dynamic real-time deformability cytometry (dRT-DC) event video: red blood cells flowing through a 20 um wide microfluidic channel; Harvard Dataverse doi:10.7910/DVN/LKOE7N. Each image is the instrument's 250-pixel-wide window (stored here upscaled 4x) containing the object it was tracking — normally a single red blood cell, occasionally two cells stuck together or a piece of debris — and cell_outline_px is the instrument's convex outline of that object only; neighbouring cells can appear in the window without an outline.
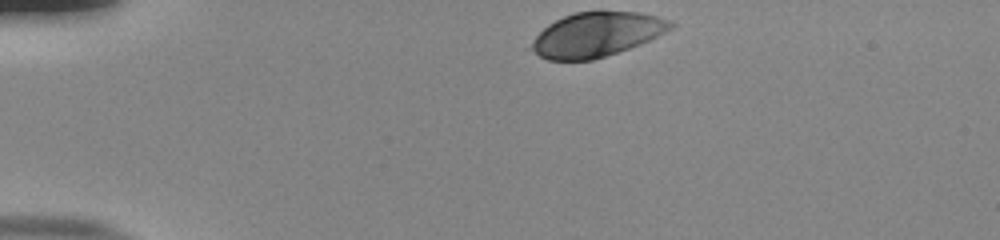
{"species": "human", "species_latin": "Homo sapiens", "temperature_condition": "room temperature", "stored_images_in_passage": 36, "camera_frame_rate_fps": 3000, "um_per_image_px": 0.085, "donor": {"sex": "male"}, "frame": {"image": 1, "passage_image": 1, "time_ms": 0.0, "image_size_px": [1000, 240], "cell_outline_px": [[676, 24], [672, 28], [640, 44], [592, 60], [548, 60], [524, 48], [548, 24], [564, 16], [576, 12], [640, 12], [656, 16], [668, 20]], "centroid_in_image_um": [50.64, 2.94], "position_along_channel_um": 34.4, "area_um2": 35.78}}
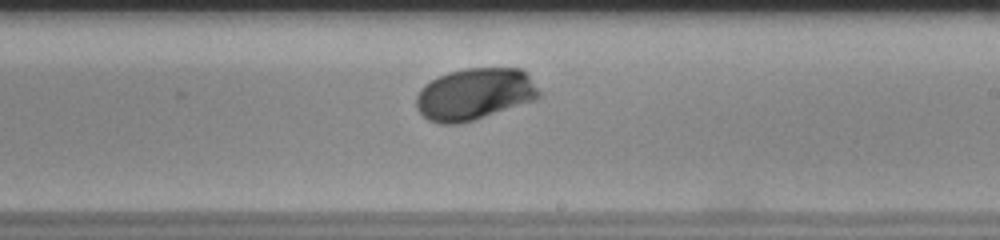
{"frame": {"image": 2, "passage_image": 23, "time_ms": 7.333, "image_size_px": [1000, 240], "cell_outline_px": [[540, 96], [536, 100], [476, 120], [456, 124], [440, 124], [428, 120], [416, 108], [416, 96], [420, 88], [424, 84], [448, 72], [464, 68], [520, 68], [528, 76], [540, 92]], "centroid_in_image_um": [40.32, 8.01], "position_along_channel_um": 248.7, "area_um2": 37.22}}
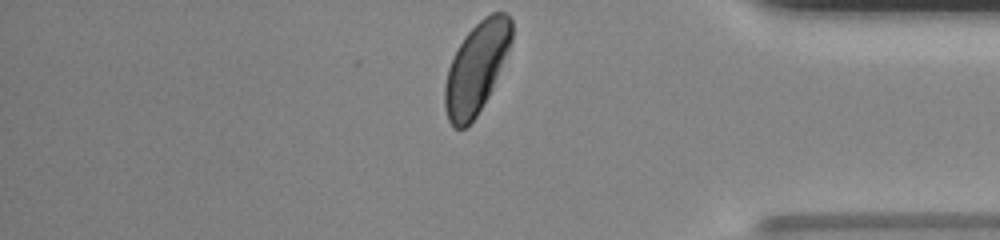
{"frame": {"image": 3, "passage_image": 36, "time_ms": 11.667, "image_size_px": [1000, 240], "cell_outline_px": [[512, 40], [508, 52], [492, 88], [488, 96], [476, 116], [464, 128], [452, 128], [448, 120], [444, 108], [444, 84], [448, 68], [464, 36], [484, 16], [492, 12], [504, 12], [512, 20]], "centroid_in_image_um": [40.48, 5.77], "position_along_channel_um": 394.7, "area_um2": 35.08}, "authors_computed_cell_mechanics": {"area_um2": 37.0787, "velocity_mm_per_s": 3.7838, "shape_relaxation_time_tau1_ms": 1.974, "shape_relaxation_time_tau2_ms": null, "deformation_change_tau1": 0.1397, "deformation_change_tau2": null}}